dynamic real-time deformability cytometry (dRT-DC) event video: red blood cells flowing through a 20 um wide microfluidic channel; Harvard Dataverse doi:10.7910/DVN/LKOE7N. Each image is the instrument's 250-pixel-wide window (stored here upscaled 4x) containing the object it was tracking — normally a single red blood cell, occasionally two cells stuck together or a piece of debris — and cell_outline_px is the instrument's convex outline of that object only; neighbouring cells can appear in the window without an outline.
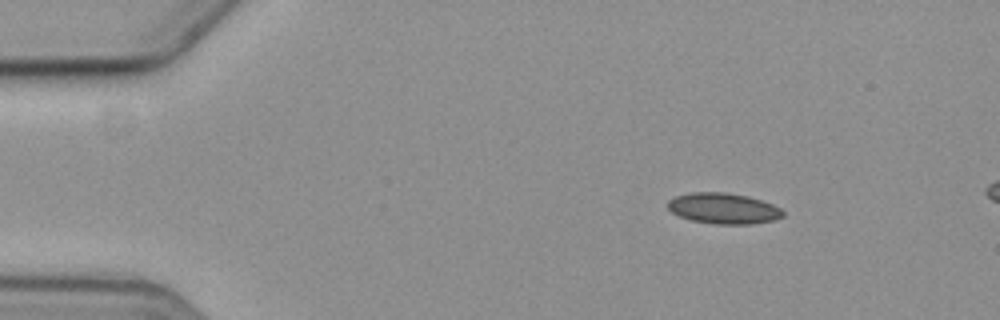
{"species": "common noctule bat (a hibernating species)", "species_latin": "Nyctalus noctula", "temperature_condition": "cold", "stored_images_in_passage": 8, "camera_frame_rate_fps": 3000, "um_per_image_px": 0.085, "animal": {"sex": "female", "body_mass_g": 19.3, "forearm_length_mm": 54.1}, "frame": {"image": 1, "passage_image": 1, "time_ms": 0.0, "image_size_px": [1000, 320], "cell_outline_px": [[784, 216], [772, 220], [752, 224], [712, 224], [692, 220], [680, 216], [672, 212], [668, 208], [668, 200], [676, 196], [692, 192], [724, 192], [748, 196], [772, 204], [780, 208], [784, 212]], "centroid_in_image_um": [61.49, 17.71], "position_along_channel_um": 23.5, "area_um2": 20.58}}
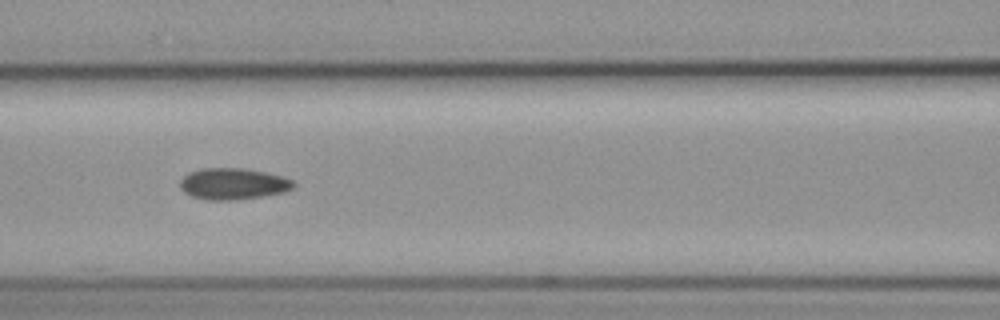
{"frame": {"image": 2, "passage_image": 6, "time_ms": 5.667, "image_size_px": [1000, 320], "cell_outline_px": [[296, 184], [292, 188], [284, 192], [264, 196], [236, 200], [208, 200], [192, 196], [184, 192], [180, 188], [180, 180], [188, 172], [200, 168], [244, 168], [264, 172], [280, 176], [292, 180]], "centroid_in_image_um": [19.79, 15.62], "position_along_channel_um": 146.8, "area_um2": 20.81}}
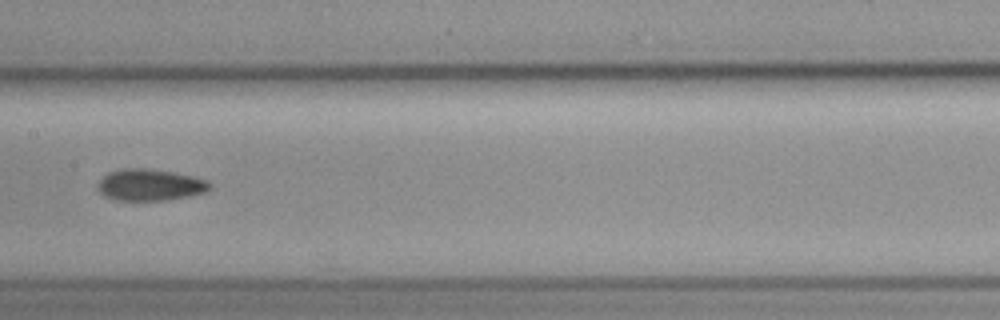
{"frame": {"image": 3, "passage_image": 7, "time_ms": 7.0, "image_size_px": [1000, 320], "cell_outline_px": [[212, 188], [208, 192], [188, 196], [164, 200], [116, 200], [100, 192], [96, 188], [100, 180], [108, 172], [120, 168], [148, 168], [172, 172], [192, 176], [208, 180], [212, 184]], "centroid_in_image_um": [12.79, 15.7], "position_along_channel_um": 194.6, "area_um2": 20.69}}